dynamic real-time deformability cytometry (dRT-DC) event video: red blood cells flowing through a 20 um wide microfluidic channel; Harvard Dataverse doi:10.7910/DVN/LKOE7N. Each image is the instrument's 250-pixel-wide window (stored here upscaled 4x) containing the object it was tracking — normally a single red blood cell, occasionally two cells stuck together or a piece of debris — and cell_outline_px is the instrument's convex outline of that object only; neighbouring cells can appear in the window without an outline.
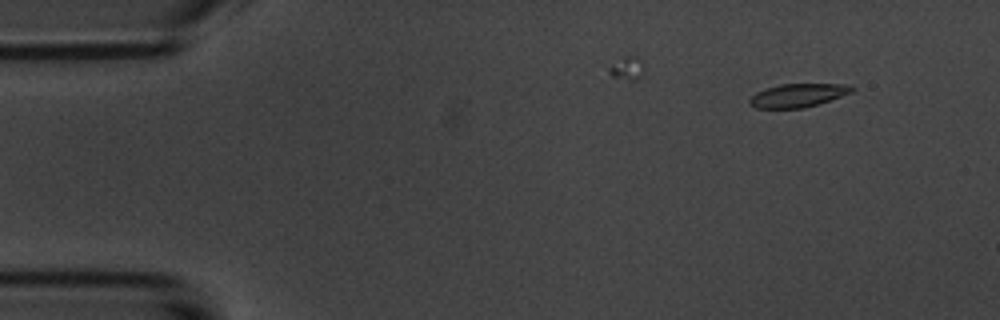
{"species": "common noctule bat (a hibernating species)", "species_latin": "Nyctalus noctula", "temperature_condition": "room temperature", "stored_images_in_passage": 5, "camera_frame_rate_fps": 3000, "um_per_image_px": 0.085, "animal": {"sex": "male", "body_mass_g": 20.1, "forearm_length_mm": 53.5}, "frame": {"image": 1, "passage_image": 1, "time_ms": 0.0, "image_size_px": [1000, 320], "cell_outline_px": [[856, 88], [852, 92], [820, 104], [804, 108], [756, 108], [748, 104], [748, 100], [756, 92], [780, 84], [844, 84]], "centroid_in_image_um": [67.82, 8.11], "position_along_channel_um": 17.2, "area_um2": 13.99}}
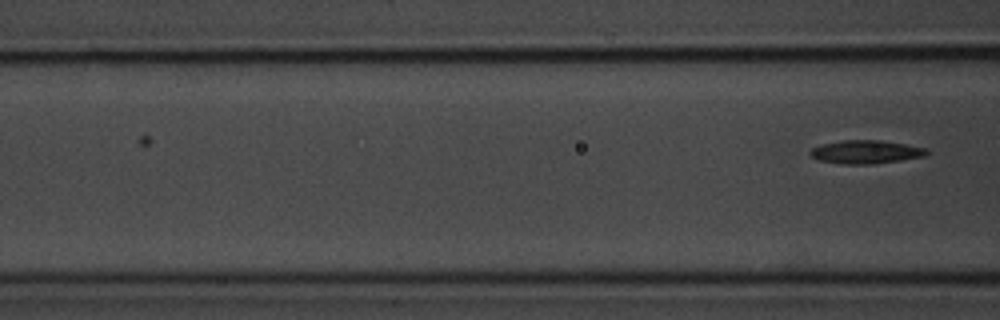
{"frame": {"image": 2, "passage_image": 5, "time_ms": 4.667, "image_size_px": [1000, 320], "cell_outline_px": [[928, 152], [924, 156], [900, 160], [872, 164], [844, 164], [820, 160], [812, 156], [808, 152], [812, 148], [820, 144], [844, 140], [880, 140], [904, 144], [924, 148]], "centroid_in_image_um": [73.55, 12.91], "position_along_channel_um": 93.1, "area_um2": 15.61}}